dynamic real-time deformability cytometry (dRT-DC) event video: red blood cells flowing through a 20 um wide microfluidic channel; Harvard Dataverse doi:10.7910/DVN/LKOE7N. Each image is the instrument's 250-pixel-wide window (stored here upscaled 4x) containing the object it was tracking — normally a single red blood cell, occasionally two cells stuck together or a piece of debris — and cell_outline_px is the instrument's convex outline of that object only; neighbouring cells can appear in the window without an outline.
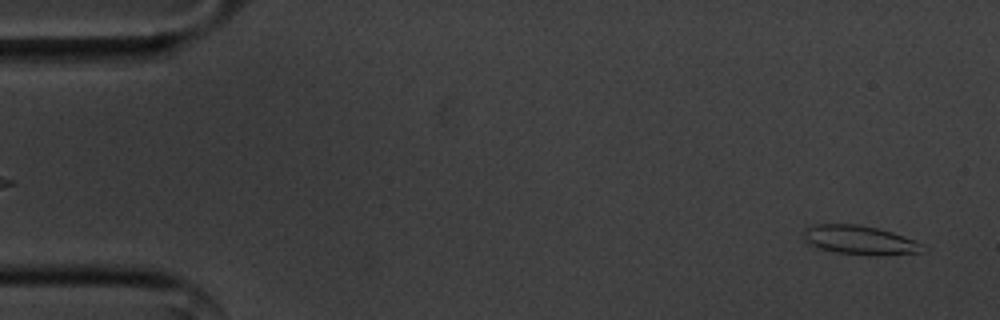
{"species": "common noctule bat (a hibernating species)", "species_latin": "Nyctalus noctula", "temperature_condition": "cold", "stored_images_in_passage": 55, "camera_frame_rate_fps": 3000, "um_per_image_px": 0.085, "animal": {"sex": "male", "body_mass_g": 20.1, "forearm_length_mm": 53.5}, "frame": {"image": 1, "passage_image": 2, "time_ms": 0.333, "image_size_px": [1000, 320], "cell_outline_px": [[928, 248], [924, 252], [880, 256], [868, 256], [836, 252], [820, 248], [804, 240], [804, 228], [816, 224], [860, 224], [892, 232], [924, 244]], "centroid_in_image_um": [73.14, 20.42], "position_along_channel_um": 11.9, "area_um2": 20.35}}
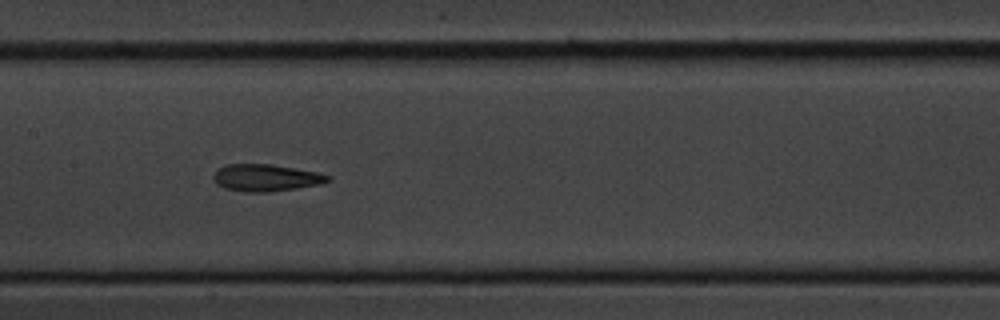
{"frame": {"image": 2, "passage_image": 26, "time_ms": 8.333, "image_size_px": [1000, 320], "cell_outline_px": [[332, 180], [320, 184], [296, 188], [268, 192], [244, 192], [224, 188], [216, 184], [212, 176], [216, 168], [224, 164], [268, 164], [316, 172], [332, 176]], "centroid_in_image_um": [22.55, 15.11], "position_along_channel_um": 184.9, "area_um2": 18.09}}
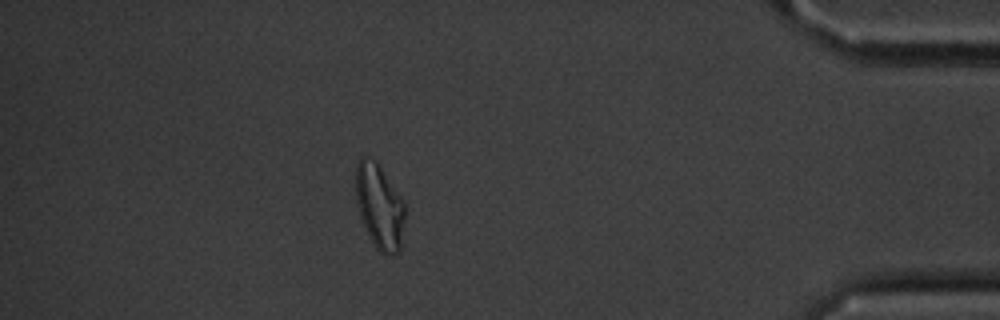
{"frame": {"image": 3, "passage_image": 48, "time_ms": 15.667, "image_size_px": [1000, 320], "cell_outline_px": [[404, 220], [400, 252], [392, 256], [384, 256], [372, 244], [360, 216], [356, 200], [356, 164], [360, 156], [372, 156], [376, 160], [404, 200]], "centroid_in_image_um": [32.26, 17.55], "position_along_channel_um": 402.9, "area_um2": 24.8}, "authors_computed_cell_mechanics": {"area_um2": 18.7272, "velocity_mm_per_s": 3.5871, "shape_relaxation_time_tau1_ms": null, "shape_relaxation_time_tau2_ms": 4.3095, "deformation_change_tau1": null, "deformation_change_tau2": 0.13}}